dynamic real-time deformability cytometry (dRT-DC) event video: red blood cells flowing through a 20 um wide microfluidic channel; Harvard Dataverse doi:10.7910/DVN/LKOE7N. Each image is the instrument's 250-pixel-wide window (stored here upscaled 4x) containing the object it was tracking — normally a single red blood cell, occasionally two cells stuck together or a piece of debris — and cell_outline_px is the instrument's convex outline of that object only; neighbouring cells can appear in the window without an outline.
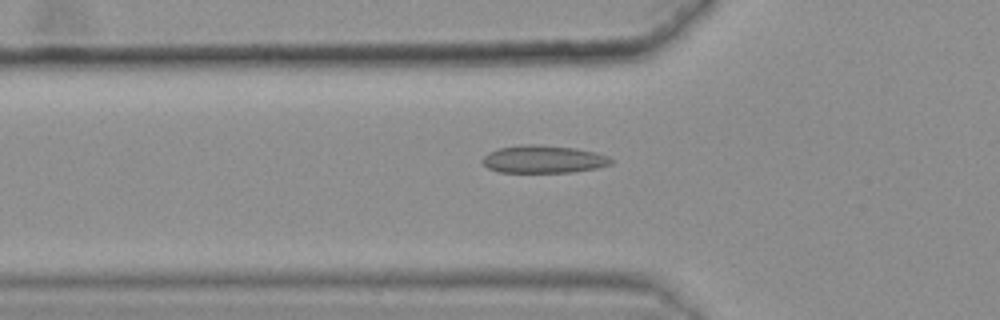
{"species": "common noctule bat (a hibernating species)", "species_latin": "Nyctalus noctula", "temperature_condition": "warm", "stored_images_in_passage": 50, "camera_frame_rate_fps": 3000, "um_per_image_px": 0.085, "animal": {"sex": "female", "body_mass_g": 25.1}, "frame": {"image": 1, "passage_image": 19, "time_ms": 6.0, "image_size_px": [1000, 320], "cell_outline_px": [[612, 164], [596, 168], [572, 172], [500, 172], [488, 168], [480, 160], [488, 152], [500, 148], [524, 144], [540, 144], [576, 148], [596, 152], [608, 156], [612, 160]], "centroid_in_image_um": [46.19, 13.53], "position_along_channel_um": 79.6, "area_um2": 20.81}}
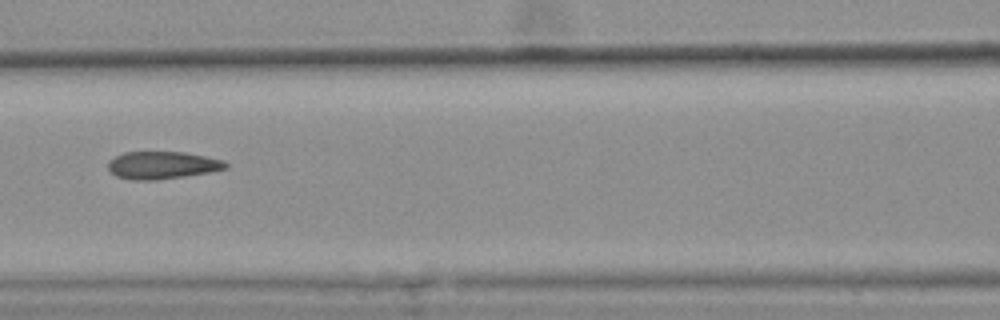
{"frame": {"image": 2, "passage_image": 25, "time_ms": 8.0, "image_size_px": [1000, 320], "cell_outline_px": [[228, 168], [208, 172], [184, 176], [156, 180], [132, 180], [116, 176], [108, 168], [108, 160], [124, 152], [184, 152], [224, 160], [228, 164]], "centroid_in_image_um": [13.78, 14.04], "position_along_channel_um": 152.8, "area_um2": 18.79}}
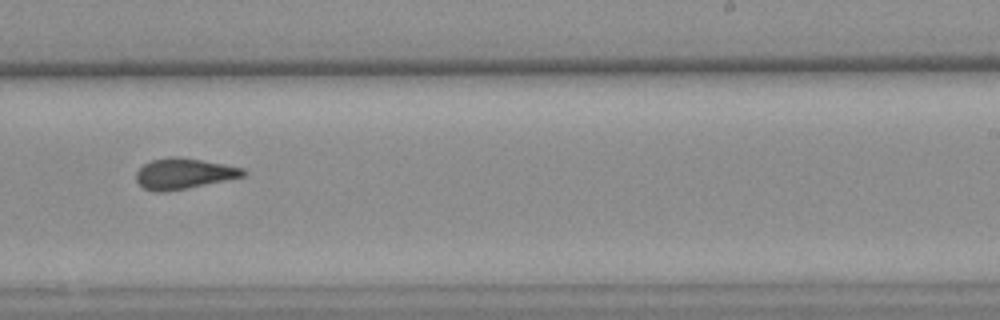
{"frame": {"image": 3, "passage_image": 35, "time_ms": 11.333, "image_size_px": [1000, 320], "cell_outline_px": [[248, 172], [244, 176], [188, 188], [164, 192], [156, 192], [144, 188], [136, 180], [136, 172], [144, 164], [152, 160], [172, 156], [180, 156], [224, 164], [244, 168]], "centroid_in_image_um": [15.63, 14.75], "position_along_channel_um": 273.4, "area_um2": 19.13}, "authors_computed_cell_mechanics": {"area_um2": 19.4208, "velocity_mm_per_s": 3.6283, "shape_relaxation_time_tau1_ms": null, "shape_relaxation_time_tau2_ms": 2.688, "deformation_change_tau1": null, "deformation_change_tau2": 0.0879}}